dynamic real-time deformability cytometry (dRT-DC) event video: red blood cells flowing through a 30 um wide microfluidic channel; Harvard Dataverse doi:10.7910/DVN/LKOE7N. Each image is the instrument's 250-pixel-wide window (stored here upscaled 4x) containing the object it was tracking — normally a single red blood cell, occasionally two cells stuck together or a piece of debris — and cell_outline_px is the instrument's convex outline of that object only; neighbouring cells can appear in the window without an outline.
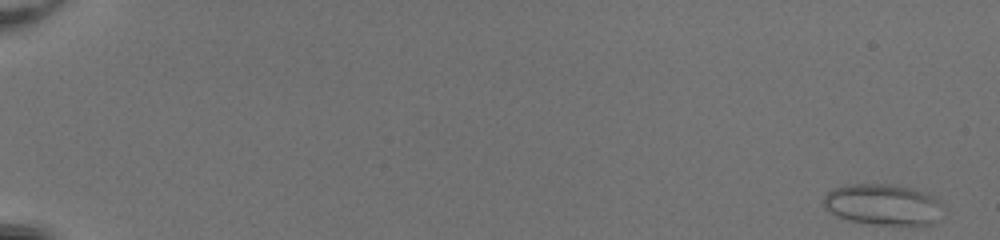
{"species": "common noctule bat (a hibernating species)", "species_latin": "Nyctalus noctula", "temperature_condition": "room temperature", "stored_images_in_passage": 51, "camera_frame_rate_fps": 3000, "um_per_image_px": 0.085, "animal": {"sex": "female", "body_mass_g": 20.0, "forearm_length_mm": 54.0}, "frame": {"image": 1, "passage_image": 1, "time_ms": 0.0, "image_size_px": [1000, 240], "cell_outline_px": [[944, 208], [932, 224], [876, 224], [848, 220], [836, 216], [824, 204], [824, 196], [832, 188], [848, 184], [892, 184], [912, 188], [928, 192], [940, 200]], "centroid_in_image_um": [75.08, 17.36], "position_along_channel_um": 9.9, "area_um2": 28.55}}
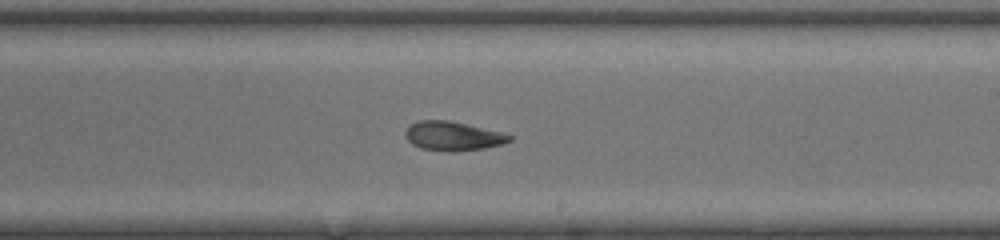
{"frame": {"image": 2, "passage_image": 33, "time_ms": 10.667, "image_size_px": [1000, 240], "cell_outline_px": [[512, 140], [500, 144], [484, 148], [452, 152], [420, 148], [412, 144], [404, 136], [404, 132], [412, 124], [420, 120], [448, 120], [500, 132], [512, 136]], "centroid_in_image_um": [38.46, 11.57], "position_along_channel_um": 250.5, "area_um2": 17.4}}
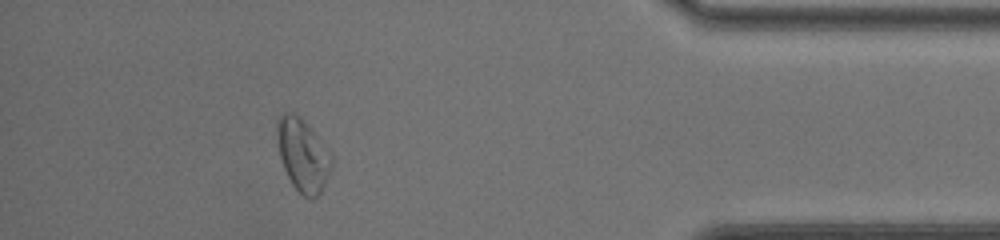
{"frame": {"image": 3, "passage_image": 47, "time_ms": 15.333, "image_size_px": [1000, 240], "cell_outline_px": [[332, 168], [320, 192], [312, 200], [304, 196], [292, 184], [284, 168], [280, 156], [276, 136], [276, 120], [280, 112], [292, 112], [300, 116], [304, 120], [332, 160]], "centroid_in_image_um": [25.68, 13.15], "position_along_channel_um": 409.5, "area_um2": 22.54}, "authors_computed_cell_mechanics": {"area_um2": 20.8658, "velocity_mm_per_s": 4.1698, "shape_relaxation_time_tau1_ms": null, "shape_relaxation_time_tau2_ms": 1.7306, "deformation_change_tau1": null, "deformation_change_tau2": 0.0757}}